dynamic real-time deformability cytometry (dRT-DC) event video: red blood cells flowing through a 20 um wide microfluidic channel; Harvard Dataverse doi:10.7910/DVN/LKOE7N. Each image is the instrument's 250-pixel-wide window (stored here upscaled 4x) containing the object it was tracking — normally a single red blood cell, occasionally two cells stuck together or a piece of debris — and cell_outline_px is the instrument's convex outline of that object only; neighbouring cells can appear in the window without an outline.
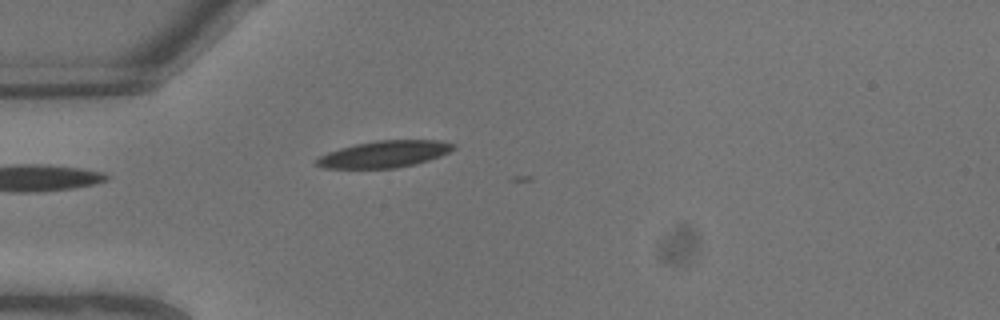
{"species": "common noctule bat (a hibernating species)", "species_latin": "Nyctalus noctula", "temperature_condition": "warm", "stored_images_in_passage": 7, "segment_of_instrument_passage": [2, 2], "camera_frame_rate_fps": 3000, "um_per_image_px": 0.085, "animal": {"sex": "male", "body_mass_g": 13.3}, "frame": {"image": 1, "passage_image": 7, "time_ms": 2.0, "image_size_px": [1000, 320], "cell_outline_px": [[456, 148], [440, 156], [416, 164], [396, 168], [324, 168], [312, 164], [320, 156], [328, 152], [340, 148], [356, 144], [376, 140], [440, 140], [456, 144]], "centroid_in_image_um": [32.67, 13.1], "position_along_channel_um": 52.3, "area_um2": 21.39}}